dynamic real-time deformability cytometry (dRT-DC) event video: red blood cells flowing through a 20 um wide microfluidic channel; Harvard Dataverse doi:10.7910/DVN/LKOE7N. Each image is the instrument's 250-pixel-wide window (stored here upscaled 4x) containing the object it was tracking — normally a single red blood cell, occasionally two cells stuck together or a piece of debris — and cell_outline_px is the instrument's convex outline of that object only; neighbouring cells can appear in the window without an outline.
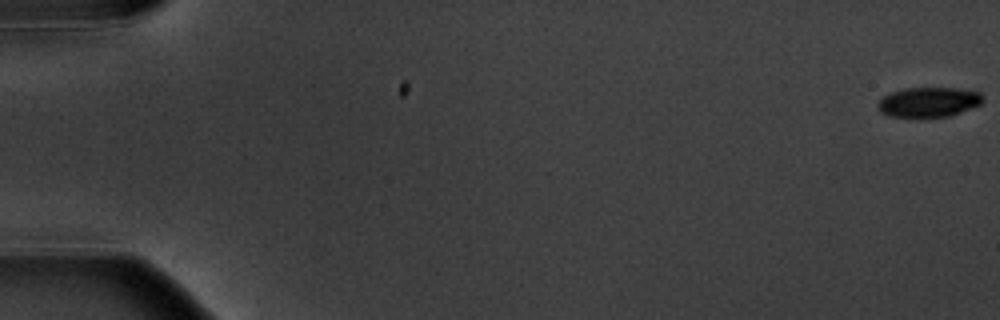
{"species": "common noctule bat (a hibernating species)", "species_latin": "Nyctalus noctula", "temperature_condition": "warm", "stored_images_in_passage": 6, "camera_frame_rate_fps": 3000, "um_per_image_px": 0.085, "animal": {"sex": "male", "body_mass_g": 20.1, "forearm_length_mm": 53.5}, "frame": {"image": 1, "passage_image": 1, "time_ms": 0.0, "image_size_px": [1000, 320], "cell_outline_px": [[984, 100], [980, 104], [960, 112], [948, 116], [888, 116], [880, 112], [880, 100], [884, 96], [892, 92], [904, 88], [956, 88], [980, 92], [984, 96]], "centroid_in_image_um": [78.98, 8.66], "position_along_channel_um": 6.0, "area_um2": 17.86}}
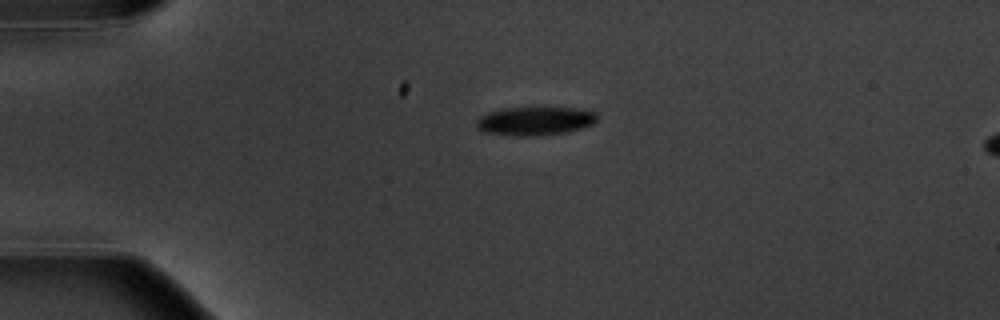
{"frame": {"image": 2, "passage_image": 5, "time_ms": 4.667, "image_size_px": [1000, 320], "cell_outline_px": [[596, 120], [592, 124], [568, 132], [544, 136], [512, 136], [480, 132], [476, 128], [476, 120], [480, 116], [488, 112], [504, 108], [536, 104], [576, 108], [596, 112]], "centroid_in_image_um": [45.43, 10.25], "position_along_channel_um": 39.6, "area_um2": 21.39}}